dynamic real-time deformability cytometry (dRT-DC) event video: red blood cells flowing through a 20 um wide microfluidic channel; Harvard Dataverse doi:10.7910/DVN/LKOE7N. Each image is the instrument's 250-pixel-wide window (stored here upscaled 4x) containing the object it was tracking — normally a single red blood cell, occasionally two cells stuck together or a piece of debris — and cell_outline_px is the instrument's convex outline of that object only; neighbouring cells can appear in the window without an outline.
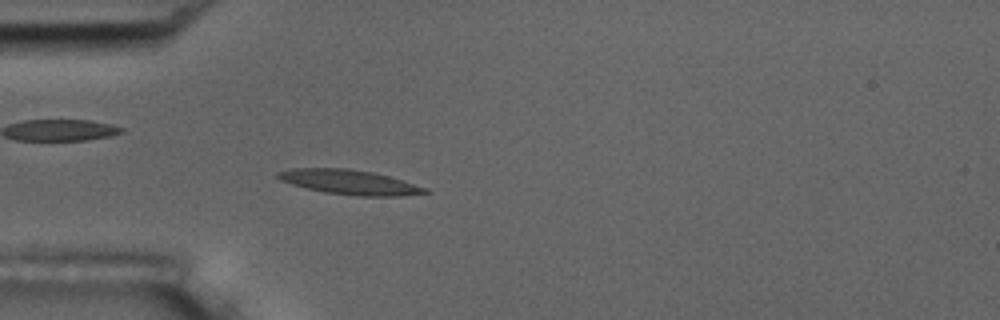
{"species": "common noctule bat (a hibernating species)", "species_latin": "Nyctalus noctula", "temperature_condition": "room temperature", "stored_images_in_passage": 1, "camera_frame_rate_fps": 3000, "um_per_image_px": 0.085, "animal": {"sex": "male", "body_mass_g": 17.5, "forearm_length_mm": 52.3}, "frame": {"image": 1, "passage_image": 1, "time_ms": 0.0, "image_size_px": [1000, 320], "cell_outline_px": [[432, 192], [400, 196], [360, 196], [324, 192], [292, 184], [280, 180], [276, 176], [276, 172], [296, 168], [348, 168], [372, 172], [388, 176], [428, 188]], "centroid_in_image_um": [29.73, 15.48], "position_along_channel_um": 55.3, "area_um2": 20.98}}